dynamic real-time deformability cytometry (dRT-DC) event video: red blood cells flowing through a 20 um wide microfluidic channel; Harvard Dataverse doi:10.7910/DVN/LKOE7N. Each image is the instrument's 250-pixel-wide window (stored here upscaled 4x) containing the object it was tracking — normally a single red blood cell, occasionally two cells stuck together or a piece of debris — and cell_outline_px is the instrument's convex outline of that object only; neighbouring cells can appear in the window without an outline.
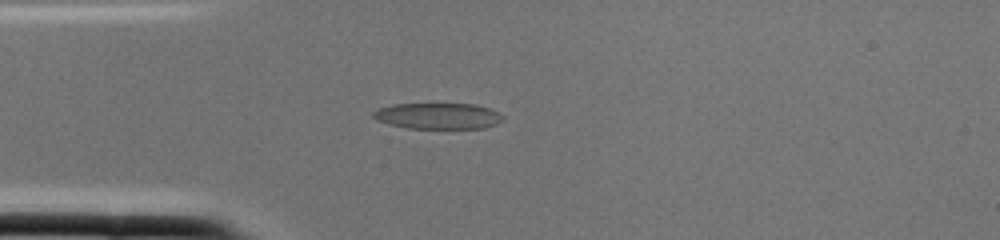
{"species": "common noctule bat (a hibernating species)", "species_latin": "Nyctalus noctula", "temperature_condition": "cold", "stored_images_in_passage": 1, "camera_frame_rate_fps": 3000, "um_per_image_px": 0.085, "animal": {"sex": "female", "body_mass_g": 22.0, "forearm_length_mm": 56.7}, "frame": {"image": 1, "passage_image": 1, "time_ms": 0.0, "image_size_px": [1000, 240], "cell_outline_px": [[504, 120], [496, 124], [484, 128], [408, 128], [388, 124], [376, 120], [372, 116], [372, 112], [380, 108], [392, 104], [476, 104], [500, 112], [504, 116]], "centroid_in_image_um": [37.25, 9.85], "position_along_channel_um": 47.8, "area_um2": 19.77}}